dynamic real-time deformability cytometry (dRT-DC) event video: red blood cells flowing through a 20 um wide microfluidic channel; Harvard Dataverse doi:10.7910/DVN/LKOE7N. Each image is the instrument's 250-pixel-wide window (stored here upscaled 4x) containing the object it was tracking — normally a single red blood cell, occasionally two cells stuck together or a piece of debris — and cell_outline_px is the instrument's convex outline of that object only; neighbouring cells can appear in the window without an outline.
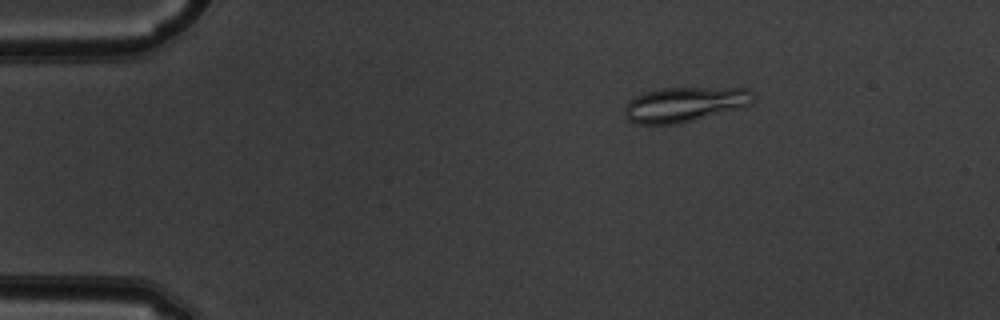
{"species": "common noctule bat (a hibernating species)", "species_latin": "Nyctalus noctula", "temperature_condition": "warm", "stored_images_in_passage": 43, "camera_frame_rate_fps": 3000, "um_per_image_px": 0.085, "animal": {"sex": "male", "body_mass_g": 19.5, "forearm_length_mm": 54.6}, "frame": {"image": 1, "passage_image": 1, "time_ms": 0.0, "image_size_px": [1000, 320], "cell_outline_px": [[752, 92], [748, 104], [744, 108], [680, 124], [636, 124], [628, 120], [624, 112], [624, 108], [628, 100], [644, 92], [664, 88], [748, 88]], "centroid_in_image_um": [58.16, 8.89], "position_along_channel_um": 26.8, "area_um2": 26.24}}
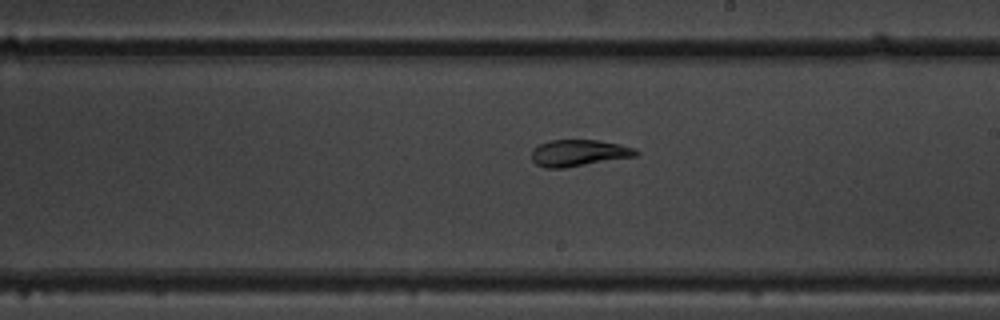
{"frame": {"image": 2, "passage_image": 22, "time_ms": 7.0, "image_size_px": [1000, 320], "cell_outline_px": [[640, 152], [636, 156], [564, 168], [544, 168], [536, 164], [532, 160], [532, 148], [548, 140], [596, 140], [620, 144], [636, 148]], "centroid_in_image_um": [49.19, 13.0], "position_along_channel_um": 239.8, "area_um2": 16.24}}
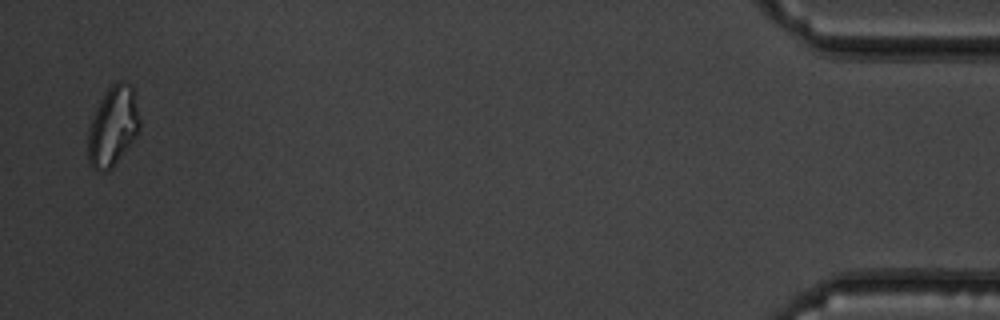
{"frame": {"image": 3, "passage_image": 42, "time_ms": 13.667, "image_size_px": [1000, 320], "cell_outline_px": [[140, 128], [136, 136], [112, 168], [104, 172], [96, 172], [88, 164], [88, 128], [96, 108], [104, 92], [112, 84], [120, 80], [124, 80], [132, 84], [140, 120]], "centroid_in_image_um": [9.59, 10.74], "position_along_channel_um": 425.6, "area_um2": 24.28}, "authors_computed_cell_mechanics": {"area_um2": 17.6868, "velocity_mm_per_s": 4.0139, "shape_relaxation_time_tau1_ms": null, "shape_relaxation_time_tau2_ms": 2.0605, "deformation_change_tau1": null, "deformation_change_tau2": 0.0609}}